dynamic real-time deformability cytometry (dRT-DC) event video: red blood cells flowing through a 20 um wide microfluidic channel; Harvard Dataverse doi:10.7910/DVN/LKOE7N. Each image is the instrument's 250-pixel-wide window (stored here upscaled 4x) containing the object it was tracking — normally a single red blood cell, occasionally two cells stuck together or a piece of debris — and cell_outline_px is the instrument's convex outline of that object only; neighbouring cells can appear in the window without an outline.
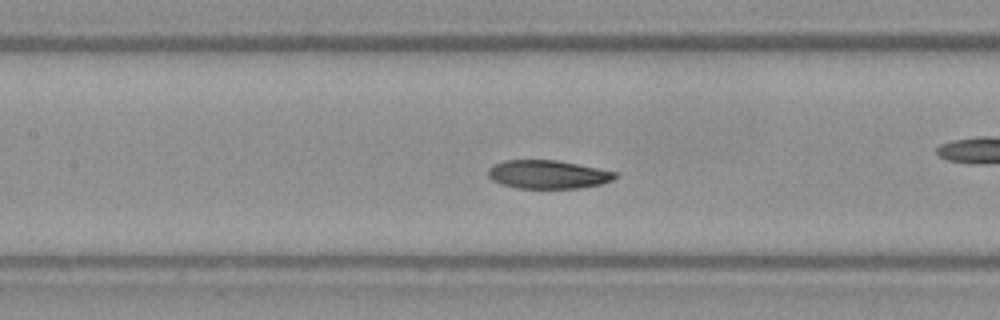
{"species": "Egyptian fruit bat (a non-hibernating species)", "species_latin": "Rousettus aegyptiacus", "temperature_condition": "warm", "stored_images_in_passage": 52, "camera_frame_rate_fps": 3000, "um_per_image_px": 0.085, "frame": {"image": 1, "passage_image": 23, "time_ms": 7.333, "image_size_px": [1000, 320], "cell_outline_px": [[616, 176], [612, 180], [600, 184], [580, 188], [516, 188], [500, 184], [492, 180], [488, 176], [488, 168], [492, 164], [504, 160], [556, 160], [616, 172]], "centroid_in_image_um": [46.5, 14.83], "position_along_channel_um": 160.9, "area_um2": 20.98}}
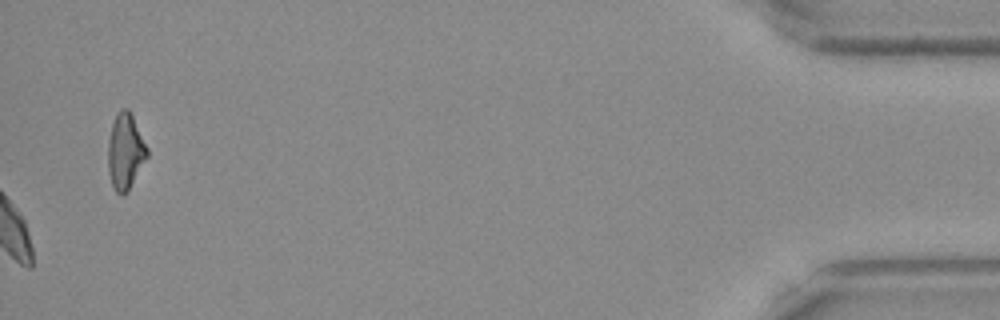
{"frame": {"image": 2, "passage_image": 52, "time_ms": 17.0, "image_size_px": [1000, 320], "cell_outline_px": [[148, 156], [128, 192], [124, 196], [120, 196], [112, 188], [108, 172], [108, 140], [112, 124], [120, 108], [128, 108], [148, 148]], "centroid_in_image_um": [10.64, 12.93], "position_along_channel_um": 424.6, "area_um2": 17.46}, "authors_computed_cell_mechanics": {"area_um2": 21.8484, "velocity_mm_per_s": 3.8966, "shape_relaxation_time_tau1_ms": 3.3838, "shape_relaxation_time_tau2_ms": 10.2609, "deformation_change_tau1": 0.1008, "deformation_change_tau2": 0.1352}}